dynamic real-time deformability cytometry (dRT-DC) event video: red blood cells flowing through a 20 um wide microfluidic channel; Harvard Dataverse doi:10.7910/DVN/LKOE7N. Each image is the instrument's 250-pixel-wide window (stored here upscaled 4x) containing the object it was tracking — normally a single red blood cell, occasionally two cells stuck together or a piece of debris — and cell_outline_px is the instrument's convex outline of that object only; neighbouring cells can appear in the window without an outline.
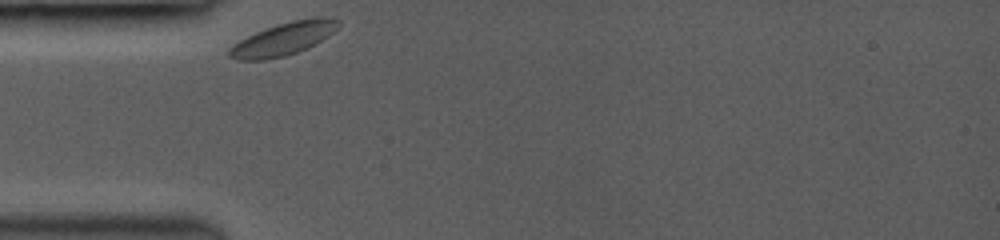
{"species": "common noctule bat (a hibernating species)", "species_latin": "Nyctalus noctula", "temperature_condition": "room temperature", "stored_images_in_passage": 6, "camera_frame_rate_fps": 3000, "um_per_image_px": 0.085, "animal": {"sex": "female", "body_mass_g": 19.0, "forearm_length_mm": 53.3}, "frame": {"image": 1, "passage_image": 1, "time_ms": 0.0, "image_size_px": [1000, 240], "cell_outline_px": [[340, 24], [328, 36], [296, 52], [284, 56], [264, 60], [236, 60], [228, 56], [228, 48], [240, 40], [256, 32], [276, 24], [292, 20], [316, 16], [328, 16], [340, 20]], "centroid_in_image_um": [24.08, 3.28], "position_along_channel_um": 60.9, "area_um2": 20.69}}
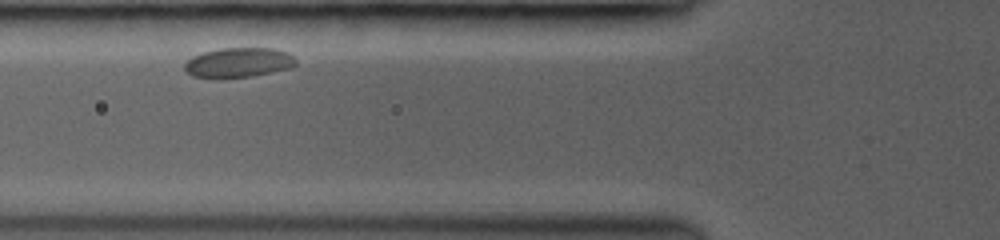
{"frame": {"image": 2, "passage_image": 4, "time_ms": 1.333, "image_size_px": [1000, 240], "cell_outline_px": [[296, 64], [292, 68], [252, 76], [220, 80], [192, 76], [184, 68], [184, 64], [192, 56], [200, 52], [216, 48], [276, 48], [288, 52], [296, 60]], "centroid_in_image_um": [20.24, 5.33], "position_along_channel_um": 105.6, "area_um2": 19.94}}
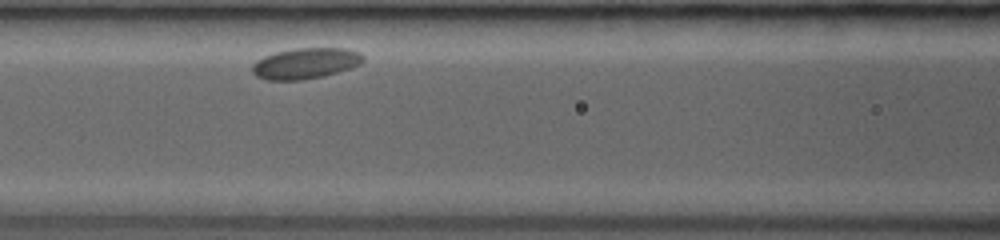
{"frame": {"image": 3, "passage_image": 6, "time_ms": 2.333, "image_size_px": [1000, 240], "cell_outline_px": [[364, 60], [360, 64], [352, 68], [324, 76], [304, 80], [268, 80], [256, 76], [252, 72], [252, 64], [256, 60], [264, 56], [276, 52], [296, 48], [344, 48], [360, 52], [364, 56]], "centroid_in_image_um": [25.98, 5.39], "position_along_channel_um": 140.6, "area_um2": 20.11}}